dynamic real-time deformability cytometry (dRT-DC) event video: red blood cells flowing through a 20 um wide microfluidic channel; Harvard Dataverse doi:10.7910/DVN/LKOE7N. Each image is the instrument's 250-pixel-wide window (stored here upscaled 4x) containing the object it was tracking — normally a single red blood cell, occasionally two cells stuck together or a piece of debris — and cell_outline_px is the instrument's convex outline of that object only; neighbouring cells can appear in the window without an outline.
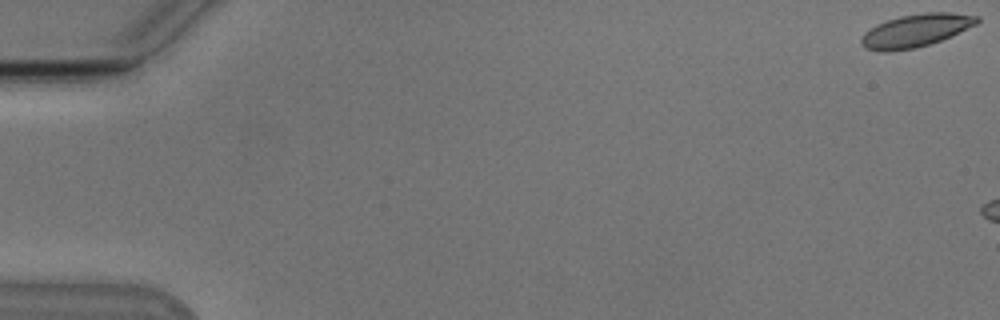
{"species": "Egyptian fruit bat (a non-hibernating species)", "species_latin": "Rousettus aegyptiacus", "temperature_condition": "cold", "stored_images_in_passage": 11, "camera_frame_rate_fps": 3000, "um_per_image_px": 0.085, "animal": {"sex": "male"}, "frame": {"image": 1, "passage_image": 1, "time_ms": 0.0, "image_size_px": [1000, 320], "cell_outline_px": [[980, 20], [976, 24], [940, 40], [916, 48], [888, 52], [880, 52], [864, 48], [860, 44], [860, 40], [864, 32], [876, 24], [900, 16], [924, 12], [952, 12], [980, 16]], "centroid_in_image_um": [77.79, 2.6], "position_along_channel_um": 7.2, "area_um2": 22.2}}